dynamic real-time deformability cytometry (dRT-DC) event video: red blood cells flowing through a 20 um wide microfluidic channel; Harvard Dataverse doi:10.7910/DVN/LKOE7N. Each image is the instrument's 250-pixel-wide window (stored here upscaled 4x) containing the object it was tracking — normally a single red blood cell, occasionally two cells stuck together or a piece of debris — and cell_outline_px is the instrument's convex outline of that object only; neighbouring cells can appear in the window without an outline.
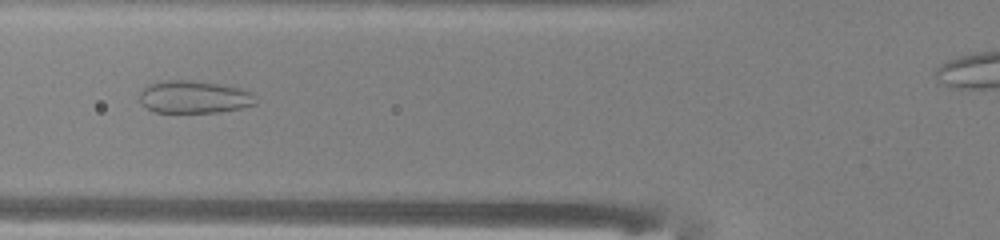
{"species": "common noctule bat (a hibernating species)", "species_latin": "Nyctalus noctula", "temperature_condition": "warm", "stored_images_in_passage": 39, "camera_frame_rate_fps": 3000, "um_per_image_px": 0.085, "animal": {"sex": "male", "body_mass_g": 13.0, "forearm_length_mm": 53.1}, "frame": {"image": 1, "passage_image": 13, "time_ms": 4.0, "image_size_px": [1000, 240], "cell_outline_px": [[256, 104], [240, 108], [220, 112], [152, 112], [140, 100], [140, 92], [148, 84], [164, 80], [188, 80], [220, 84], [240, 88], [252, 92], [256, 100]], "centroid_in_image_um": [16.51, 8.24], "position_along_channel_um": 109.3, "area_um2": 21.96}}
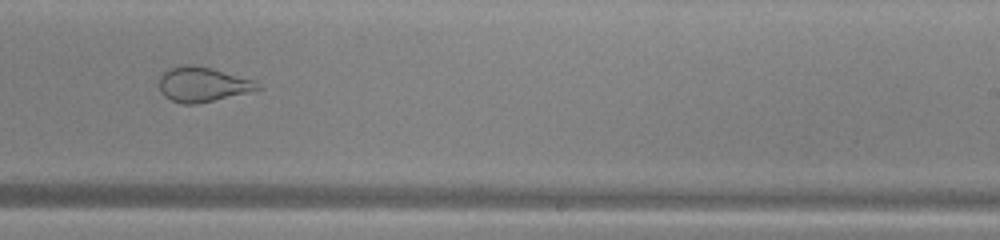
{"frame": {"image": 2, "passage_image": 25, "time_ms": 8.0, "image_size_px": [1000, 240], "cell_outline_px": [[264, 88], [248, 92], [196, 104], [184, 104], [172, 100], [164, 96], [160, 92], [160, 72], [168, 68], [184, 64], [196, 64], [212, 68], [256, 80]], "centroid_in_image_um": [17.22, 7.15], "position_along_channel_um": 271.8, "area_um2": 20.23}}
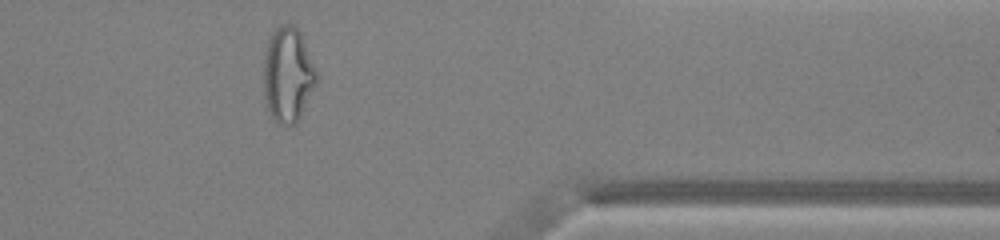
{"frame": {"image": 3, "passage_image": 35, "time_ms": 11.333, "image_size_px": [1000, 240], "cell_outline_px": [[320, 76], [296, 124], [288, 128], [276, 124], [268, 108], [264, 96], [264, 52], [268, 36], [280, 24], [292, 24], [300, 32]], "centroid_in_image_um": [24.47, 6.36], "position_along_channel_um": 386.9, "area_um2": 29.82}, "authors_computed_cell_mechanics": {"area_um2": 25.6054, "velocity_mm_per_s": 4.0597, "shape_relaxation_time_tau1_ms": null, "shape_relaxation_time_tau2_ms": 0.7363, "deformation_change_tau1": null, "deformation_change_tau2": 0.0737}}